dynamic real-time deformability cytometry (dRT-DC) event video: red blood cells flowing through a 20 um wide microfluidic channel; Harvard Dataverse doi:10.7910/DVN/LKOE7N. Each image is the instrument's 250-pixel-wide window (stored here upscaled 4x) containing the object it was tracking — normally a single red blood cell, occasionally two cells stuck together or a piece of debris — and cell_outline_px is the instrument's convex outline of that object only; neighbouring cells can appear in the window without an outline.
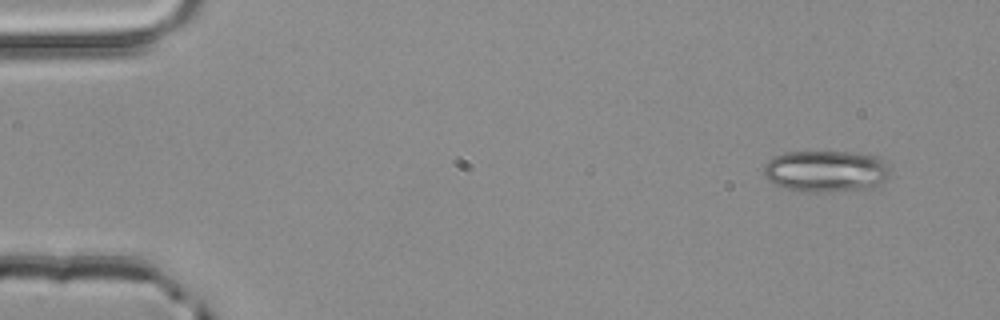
{"species": "common noctule bat (a hibernating species)", "species_latin": "Nyctalus noctula", "temperature_condition": "room temperature", "stored_images_in_passage": 3, "camera_frame_rate_fps": 3000, "um_per_image_px": 0.085, "animal": {"sex": "male", "body_mass_g": 20.4}, "frame": {"image": 1, "passage_image": 1, "time_ms": 0.0, "image_size_px": [1000, 320], "cell_outline_px": [[888, 176], [884, 180], [872, 188], [824, 192], [804, 192], [788, 188], [776, 184], [768, 180], [764, 176], [764, 164], [768, 160], [784, 152], [848, 152], [876, 156], [888, 168]], "centroid_in_image_um": [70.15, 14.55], "position_along_channel_um": 14.8, "area_um2": 30.29}}